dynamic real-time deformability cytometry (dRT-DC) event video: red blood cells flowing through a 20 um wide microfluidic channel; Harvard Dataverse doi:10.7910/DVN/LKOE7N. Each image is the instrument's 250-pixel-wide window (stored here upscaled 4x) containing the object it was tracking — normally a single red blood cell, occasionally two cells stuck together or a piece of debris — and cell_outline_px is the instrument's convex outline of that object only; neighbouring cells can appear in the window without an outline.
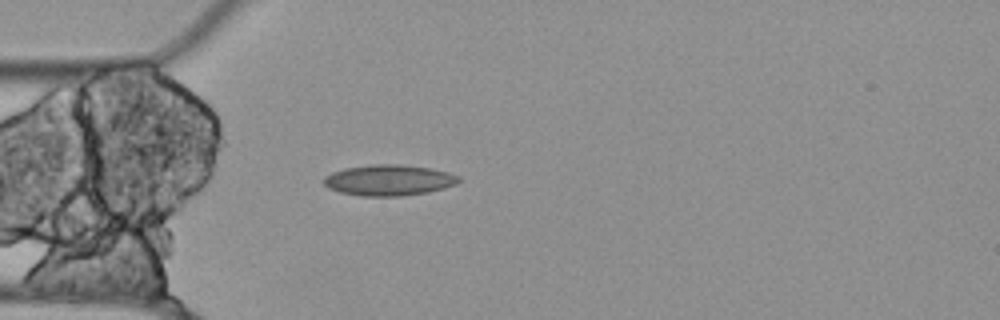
{"species": "Egyptian fruit bat (a non-hibernating species)", "species_latin": "Rousettus aegyptiacus", "temperature_condition": "cold", "stored_images_in_passage": 6, "camera_frame_rate_fps": 3000, "um_per_image_px": 0.085, "animal": {"sex": "female"}, "frame": {"image": 1, "passage_image": 1, "time_ms": 0.0, "image_size_px": [1000, 320], "cell_outline_px": [[460, 180], [456, 184], [444, 188], [428, 192], [400, 196], [360, 196], [340, 192], [328, 188], [324, 184], [324, 176], [332, 172], [344, 168], [372, 164], [400, 164], [428, 168], [448, 172], [460, 176]], "centroid_in_image_um": [33.04, 15.31], "position_along_channel_um": 52.0, "area_um2": 24.33}}
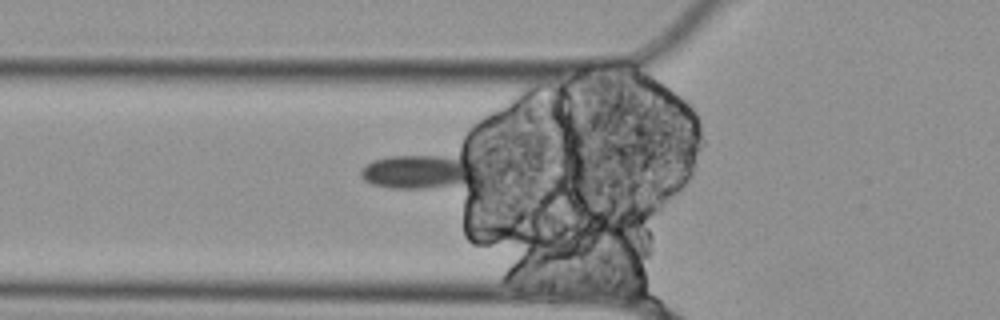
{"frame": {"image": 2, "passage_image": 4, "time_ms": 1.0, "image_size_px": [1000, 320], "cell_outline_px": [[484, 180], [460, 184], [424, 188], [392, 188], [372, 184], [364, 180], [360, 176], [360, 168], [364, 164], [372, 160], [388, 156], [468, 148], [480, 168], [484, 176]], "centroid_in_image_um": [35.98, 14.43], "position_along_channel_um": 89.8, "area_um2": 26.99}}